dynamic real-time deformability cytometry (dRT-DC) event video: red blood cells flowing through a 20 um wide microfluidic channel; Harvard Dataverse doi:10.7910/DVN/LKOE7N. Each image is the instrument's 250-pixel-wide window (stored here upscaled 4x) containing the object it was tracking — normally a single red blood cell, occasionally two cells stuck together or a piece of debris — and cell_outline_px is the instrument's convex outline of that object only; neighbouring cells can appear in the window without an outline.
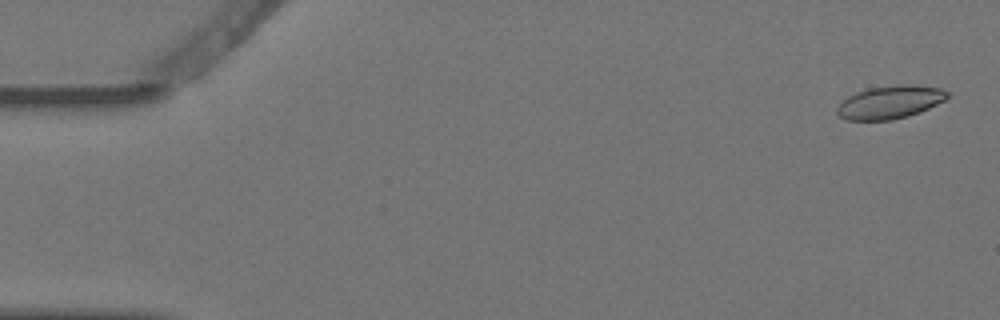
{"species": "Egyptian fruit bat (a non-hibernating species)", "species_latin": "Rousettus aegyptiacus", "temperature_condition": "warm", "stored_images_in_passage": 4, "camera_frame_rate_fps": 3000, "um_per_image_px": 0.085, "animal": {"sex": "female"}, "frame": {"image": 1, "passage_image": 1, "time_ms": 0.0, "image_size_px": [1000, 320], "cell_outline_px": [[948, 100], [908, 116], [892, 120], [848, 120], [840, 116], [836, 112], [836, 108], [848, 96], [856, 92], [868, 88], [896, 84], [908, 84], [940, 88], [948, 92]], "centroid_in_image_um": [75.66, 8.68], "position_along_channel_um": 9.3, "area_um2": 21.27}}
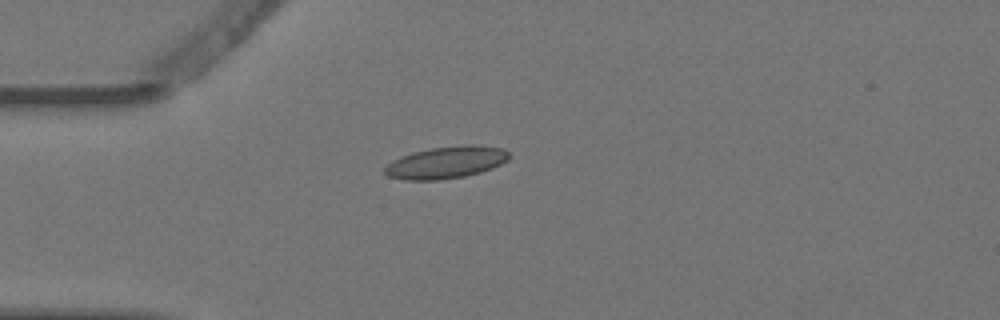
{"frame": {"image": 2, "passage_image": 4, "time_ms": 1.0, "image_size_px": [1000, 320], "cell_outline_px": [[512, 156], [508, 160], [492, 168], [480, 172], [464, 176], [436, 180], [404, 180], [388, 176], [384, 172], [384, 168], [392, 160], [412, 152], [432, 148], [472, 144], [504, 148]], "centroid_in_image_um": [37.94, 13.8], "position_along_channel_um": 47.1, "area_um2": 23.18}}